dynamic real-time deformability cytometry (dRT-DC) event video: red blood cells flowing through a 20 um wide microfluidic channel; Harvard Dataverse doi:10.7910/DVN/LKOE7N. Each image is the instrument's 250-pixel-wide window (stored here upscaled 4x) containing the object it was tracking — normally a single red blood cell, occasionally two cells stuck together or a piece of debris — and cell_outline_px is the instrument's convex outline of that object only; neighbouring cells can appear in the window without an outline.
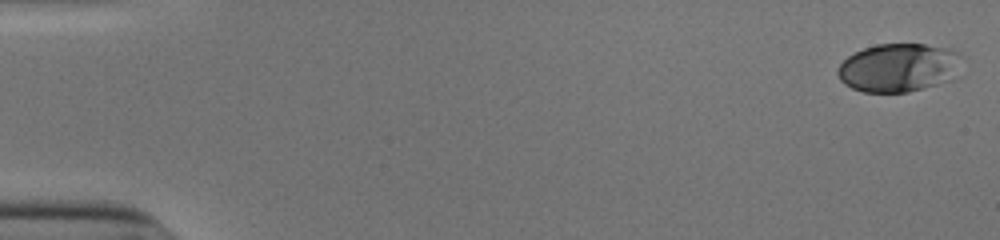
{"species": "human", "species_latin": "Homo sapiens", "temperature_condition": "cold", "stored_images_in_passage": 53, "camera_frame_rate_fps": 3000, "um_per_image_px": 0.085, "donor": {"sex": "male"}, "frame": {"image": 1, "passage_image": 1, "time_ms": 0.0, "image_size_px": [1000, 240], "cell_outline_px": [[964, 56], [956, 76], [952, 80], [908, 92], [864, 92], [852, 88], [844, 84], [840, 80], [836, 72], [836, 68], [848, 56], [864, 48], [876, 44], [924, 44], [948, 48], [960, 52]], "centroid_in_image_um": [76.42, 5.74], "position_along_channel_um": 8.6, "area_um2": 35.49}}
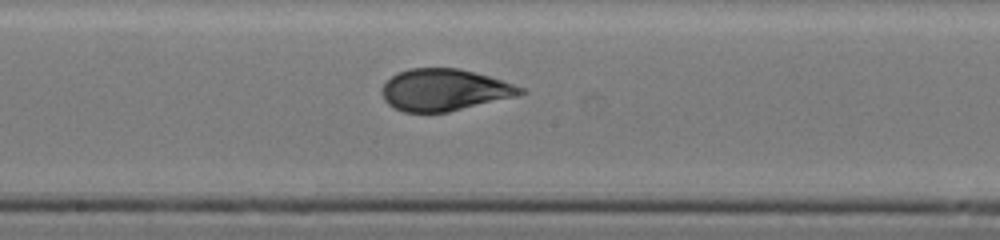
{"frame": {"image": 2, "passage_image": 29, "time_ms": 9.333, "image_size_px": [1000, 240], "cell_outline_px": [[528, 92], [520, 96], [448, 112], [404, 112], [388, 104], [384, 100], [380, 92], [380, 88], [396, 72], [408, 68], [460, 68], [488, 76], [524, 88]], "centroid_in_image_um": [37.77, 7.64], "position_along_channel_um": 210.4, "area_um2": 33.99}}
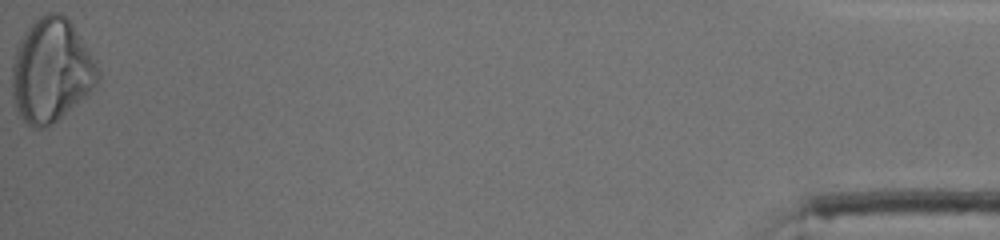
{"frame": {"image": 3, "passage_image": 53, "time_ms": 17.333, "image_size_px": [1000, 240], "cell_outline_px": [[100, 76], [96, 84], [84, 96], [52, 124], [44, 128], [32, 128], [20, 116], [16, 108], [12, 92], [12, 64], [16, 48], [20, 36], [44, 12], [60, 12], [72, 24], [96, 60], [100, 72]], "centroid_in_image_um": [4.34, 5.97], "position_along_channel_um": 430.9, "area_um2": 51.5}, "authors_computed_cell_mechanics": {"area_um2": 34.102, "velocity_mm_per_s": 3.9036, "shape_relaxation_time_tau1_ms": 5.5899, "shape_relaxation_time_tau2_ms": 0.8411, "deformation_change_tau1": 0.1848, "deformation_change_tau2": 0.0453}}